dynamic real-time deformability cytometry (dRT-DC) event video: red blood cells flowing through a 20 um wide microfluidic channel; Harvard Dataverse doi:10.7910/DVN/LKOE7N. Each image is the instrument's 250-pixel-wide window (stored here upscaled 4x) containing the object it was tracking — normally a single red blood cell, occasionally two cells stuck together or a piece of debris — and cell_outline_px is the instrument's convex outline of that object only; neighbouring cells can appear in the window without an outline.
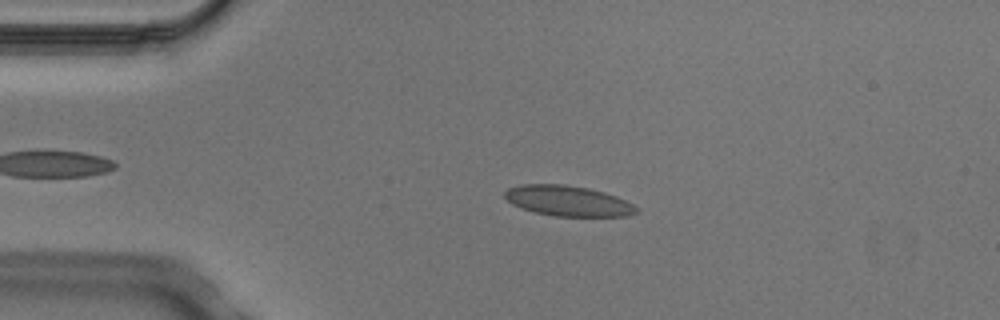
{"species": "Egyptian fruit bat (a non-hibernating species)", "species_latin": "Rousettus aegyptiacus", "temperature_condition": "cold", "stored_images_in_passage": 3, "camera_frame_rate_fps": 3000, "um_per_image_px": 0.085, "animal": {"sex": "male"}, "frame": {"image": 1, "passage_image": 2, "time_ms": 0.333, "image_size_px": [1000, 320], "cell_outline_px": [[640, 212], [628, 216], [552, 216], [520, 208], [512, 204], [504, 196], [504, 192], [508, 188], [520, 184], [564, 184], [588, 188], [604, 192], [616, 196], [640, 208]], "centroid_in_image_um": [48.29, 17.07], "position_along_channel_um": 36.7, "area_um2": 23.47}}